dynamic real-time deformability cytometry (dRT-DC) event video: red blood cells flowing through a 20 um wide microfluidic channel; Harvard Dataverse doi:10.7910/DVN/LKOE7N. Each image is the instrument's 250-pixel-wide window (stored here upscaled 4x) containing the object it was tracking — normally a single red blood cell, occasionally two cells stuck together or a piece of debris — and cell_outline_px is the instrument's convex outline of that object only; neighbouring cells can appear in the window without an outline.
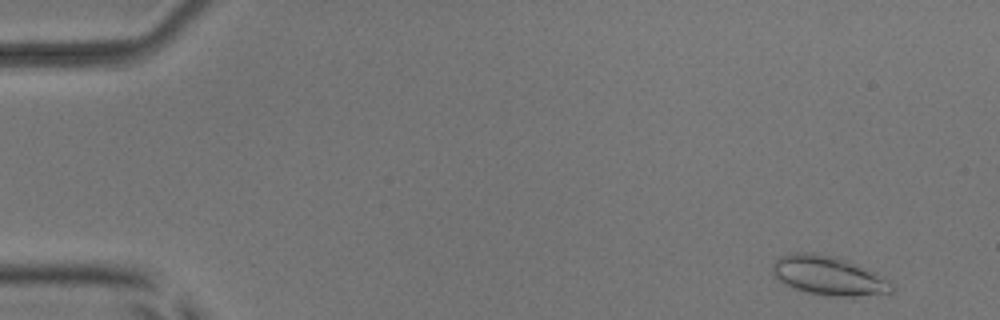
{"species": "common noctule bat (a hibernating species)", "species_latin": "Nyctalus noctula", "temperature_condition": "room temperature", "stored_images_in_passage": 52, "camera_frame_rate_fps": 3000, "um_per_image_px": 0.085, "animal": {"sex": "male", "body_mass_g": 17.9, "forearm_length_mm": 54.2}, "frame": {"image": 1, "passage_image": 3, "time_ms": 0.667, "image_size_px": [1000, 320], "cell_outline_px": [[896, 288], [892, 292], [852, 296], [828, 296], [808, 292], [792, 288], [772, 276], [772, 264], [780, 256], [788, 252], [812, 252], [836, 256], [848, 260], [868, 268], [892, 284]], "centroid_in_image_um": [70.37, 23.4], "position_along_channel_um": 14.6, "area_um2": 27.34}}
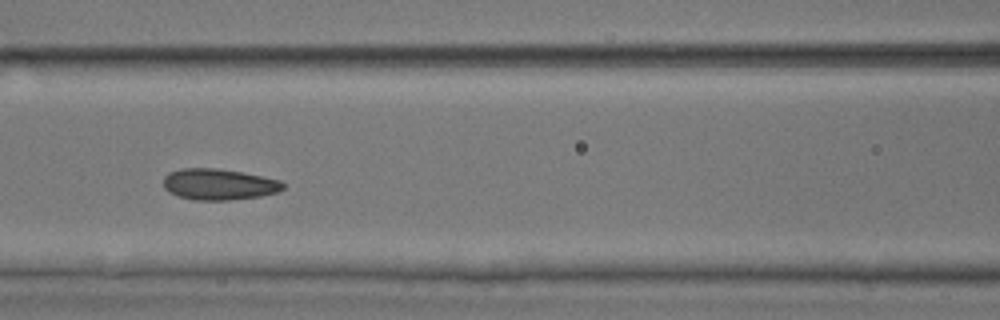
{"frame": {"image": 2, "passage_image": 23, "time_ms": 7.333, "image_size_px": [1000, 320], "cell_outline_px": [[284, 188], [276, 192], [260, 196], [232, 200], [192, 200], [168, 192], [164, 188], [164, 176], [168, 172], [180, 168], [216, 168], [240, 172], [280, 180], [284, 184]], "centroid_in_image_um": [18.56, 15.67], "position_along_channel_um": 148.0, "area_um2": 21.68}}
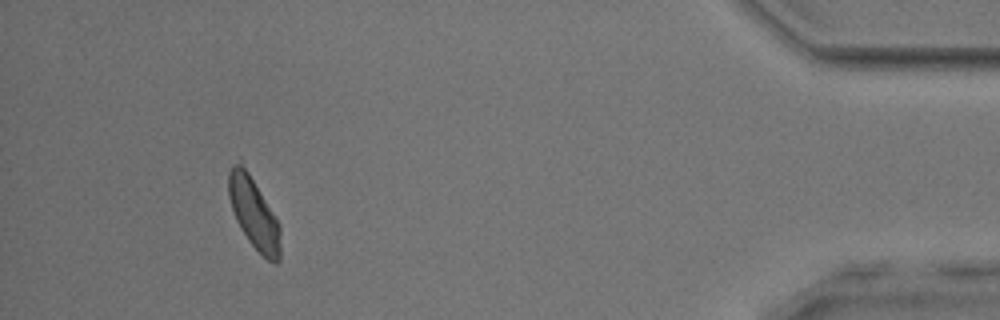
{"frame": {"image": 3, "passage_image": 48, "time_ms": 15.667, "image_size_px": [1000, 320], "cell_outline_px": [[280, 260], [276, 264], [268, 260], [248, 240], [240, 228], [236, 220], [228, 196], [228, 172], [232, 164], [240, 164], [248, 172], [280, 224]], "centroid_in_image_um": [21.57, 18.16], "position_along_channel_um": 413.6, "area_um2": 21.04}, "authors_computed_cell_mechanics": {"area_um2": 21.4438, "velocity_mm_per_s": 3.9221, "shape_relaxation_time_tau1_ms": 5.0894, "shape_relaxation_time_tau2_ms": 1.4405, "deformation_change_tau1": 0.0914, "deformation_change_tau2": 0.0612}}